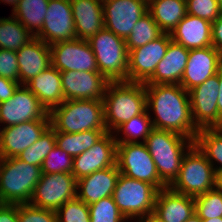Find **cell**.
<instances>
[{
	"instance_id": "cell-1",
	"label": "cell",
	"mask_w": 222,
	"mask_h": 222,
	"mask_svg": "<svg viewBox=\"0 0 222 222\" xmlns=\"http://www.w3.org/2000/svg\"><path fill=\"white\" fill-rule=\"evenodd\" d=\"M145 91L153 128L196 138L199 130L192 120L189 94L180 84H145Z\"/></svg>"
},
{
	"instance_id": "cell-2",
	"label": "cell",
	"mask_w": 222,
	"mask_h": 222,
	"mask_svg": "<svg viewBox=\"0 0 222 222\" xmlns=\"http://www.w3.org/2000/svg\"><path fill=\"white\" fill-rule=\"evenodd\" d=\"M102 101L105 127L107 132L113 133L120 125L147 109L145 84L109 82Z\"/></svg>"
},
{
	"instance_id": "cell-3",
	"label": "cell",
	"mask_w": 222,
	"mask_h": 222,
	"mask_svg": "<svg viewBox=\"0 0 222 222\" xmlns=\"http://www.w3.org/2000/svg\"><path fill=\"white\" fill-rule=\"evenodd\" d=\"M145 144L160 179L169 187L178 177L182 160L194 145V140L172 131L153 128Z\"/></svg>"
},
{
	"instance_id": "cell-4",
	"label": "cell",
	"mask_w": 222,
	"mask_h": 222,
	"mask_svg": "<svg viewBox=\"0 0 222 222\" xmlns=\"http://www.w3.org/2000/svg\"><path fill=\"white\" fill-rule=\"evenodd\" d=\"M50 126L55 132L79 133L107 130L102 100H65L49 112Z\"/></svg>"
},
{
	"instance_id": "cell-5",
	"label": "cell",
	"mask_w": 222,
	"mask_h": 222,
	"mask_svg": "<svg viewBox=\"0 0 222 222\" xmlns=\"http://www.w3.org/2000/svg\"><path fill=\"white\" fill-rule=\"evenodd\" d=\"M41 174V167L17 157L0 158V203H29Z\"/></svg>"
},
{
	"instance_id": "cell-6",
	"label": "cell",
	"mask_w": 222,
	"mask_h": 222,
	"mask_svg": "<svg viewBox=\"0 0 222 222\" xmlns=\"http://www.w3.org/2000/svg\"><path fill=\"white\" fill-rule=\"evenodd\" d=\"M88 43L95 55L99 73L109 82H128L129 52L125 39L104 27Z\"/></svg>"
},
{
	"instance_id": "cell-7",
	"label": "cell",
	"mask_w": 222,
	"mask_h": 222,
	"mask_svg": "<svg viewBox=\"0 0 222 222\" xmlns=\"http://www.w3.org/2000/svg\"><path fill=\"white\" fill-rule=\"evenodd\" d=\"M158 189L145 181L120 173L113 192V199L120 213L129 222L154 211Z\"/></svg>"
},
{
	"instance_id": "cell-8",
	"label": "cell",
	"mask_w": 222,
	"mask_h": 222,
	"mask_svg": "<svg viewBox=\"0 0 222 222\" xmlns=\"http://www.w3.org/2000/svg\"><path fill=\"white\" fill-rule=\"evenodd\" d=\"M169 187L194 198L215 188L214 168L195 144L186 152L179 175Z\"/></svg>"
},
{
	"instance_id": "cell-9",
	"label": "cell",
	"mask_w": 222,
	"mask_h": 222,
	"mask_svg": "<svg viewBox=\"0 0 222 222\" xmlns=\"http://www.w3.org/2000/svg\"><path fill=\"white\" fill-rule=\"evenodd\" d=\"M116 165L121 174L148 182L158 190L168 187L159 177L145 143L117 144Z\"/></svg>"
},
{
	"instance_id": "cell-10",
	"label": "cell",
	"mask_w": 222,
	"mask_h": 222,
	"mask_svg": "<svg viewBox=\"0 0 222 222\" xmlns=\"http://www.w3.org/2000/svg\"><path fill=\"white\" fill-rule=\"evenodd\" d=\"M76 197L77 180L72 174L42 173L29 203L39 208L56 211L64 203Z\"/></svg>"
},
{
	"instance_id": "cell-11",
	"label": "cell",
	"mask_w": 222,
	"mask_h": 222,
	"mask_svg": "<svg viewBox=\"0 0 222 222\" xmlns=\"http://www.w3.org/2000/svg\"><path fill=\"white\" fill-rule=\"evenodd\" d=\"M32 120H50L49 112L25 85L20 84L12 97L0 103V126Z\"/></svg>"
},
{
	"instance_id": "cell-12",
	"label": "cell",
	"mask_w": 222,
	"mask_h": 222,
	"mask_svg": "<svg viewBox=\"0 0 222 222\" xmlns=\"http://www.w3.org/2000/svg\"><path fill=\"white\" fill-rule=\"evenodd\" d=\"M51 65L60 72H99L95 55L86 40L78 38L61 41L50 46Z\"/></svg>"
},
{
	"instance_id": "cell-13",
	"label": "cell",
	"mask_w": 222,
	"mask_h": 222,
	"mask_svg": "<svg viewBox=\"0 0 222 222\" xmlns=\"http://www.w3.org/2000/svg\"><path fill=\"white\" fill-rule=\"evenodd\" d=\"M219 84L217 72L188 92L192 120L198 130L218 128Z\"/></svg>"
},
{
	"instance_id": "cell-14",
	"label": "cell",
	"mask_w": 222,
	"mask_h": 222,
	"mask_svg": "<svg viewBox=\"0 0 222 222\" xmlns=\"http://www.w3.org/2000/svg\"><path fill=\"white\" fill-rule=\"evenodd\" d=\"M104 27L127 39L136 22L148 12L146 0H102Z\"/></svg>"
},
{
	"instance_id": "cell-15",
	"label": "cell",
	"mask_w": 222,
	"mask_h": 222,
	"mask_svg": "<svg viewBox=\"0 0 222 222\" xmlns=\"http://www.w3.org/2000/svg\"><path fill=\"white\" fill-rule=\"evenodd\" d=\"M170 33H163L144 46L129 51L128 82L145 83L164 58L171 42Z\"/></svg>"
},
{
	"instance_id": "cell-16",
	"label": "cell",
	"mask_w": 222,
	"mask_h": 222,
	"mask_svg": "<svg viewBox=\"0 0 222 222\" xmlns=\"http://www.w3.org/2000/svg\"><path fill=\"white\" fill-rule=\"evenodd\" d=\"M35 37L49 46L76 39L75 22L69 0H49L44 24Z\"/></svg>"
},
{
	"instance_id": "cell-17",
	"label": "cell",
	"mask_w": 222,
	"mask_h": 222,
	"mask_svg": "<svg viewBox=\"0 0 222 222\" xmlns=\"http://www.w3.org/2000/svg\"><path fill=\"white\" fill-rule=\"evenodd\" d=\"M50 126V120H32L0 128V158L19 156Z\"/></svg>"
},
{
	"instance_id": "cell-18",
	"label": "cell",
	"mask_w": 222,
	"mask_h": 222,
	"mask_svg": "<svg viewBox=\"0 0 222 222\" xmlns=\"http://www.w3.org/2000/svg\"><path fill=\"white\" fill-rule=\"evenodd\" d=\"M117 142L114 134L107 132L90 149L73 158L72 175L76 180L91 173L116 165Z\"/></svg>"
},
{
	"instance_id": "cell-19",
	"label": "cell",
	"mask_w": 222,
	"mask_h": 222,
	"mask_svg": "<svg viewBox=\"0 0 222 222\" xmlns=\"http://www.w3.org/2000/svg\"><path fill=\"white\" fill-rule=\"evenodd\" d=\"M62 92L65 100H102L109 81L99 72H61Z\"/></svg>"
},
{
	"instance_id": "cell-20",
	"label": "cell",
	"mask_w": 222,
	"mask_h": 222,
	"mask_svg": "<svg viewBox=\"0 0 222 222\" xmlns=\"http://www.w3.org/2000/svg\"><path fill=\"white\" fill-rule=\"evenodd\" d=\"M221 66L222 55L213 46L191 49L180 85L189 92L217 74Z\"/></svg>"
},
{
	"instance_id": "cell-21",
	"label": "cell",
	"mask_w": 222,
	"mask_h": 222,
	"mask_svg": "<svg viewBox=\"0 0 222 222\" xmlns=\"http://www.w3.org/2000/svg\"><path fill=\"white\" fill-rule=\"evenodd\" d=\"M16 55L19 83L23 85L51 66L50 46L37 37L22 46Z\"/></svg>"
},
{
	"instance_id": "cell-22",
	"label": "cell",
	"mask_w": 222,
	"mask_h": 222,
	"mask_svg": "<svg viewBox=\"0 0 222 222\" xmlns=\"http://www.w3.org/2000/svg\"><path fill=\"white\" fill-rule=\"evenodd\" d=\"M119 175L120 171L115 165L78 179L77 198L90 205L103 198L113 196Z\"/></svg>"
},
{
	"instance_id": "cell-23",
	"label": "cell",
	"mask_w": 222,
	"mask_h": 222,
	"mask_svg": "<svg viewBox=\"0 0 222 222\" xmlns=\"http://www.w3.org/2000/svg\"><path fill=\"white\" fill-rule=\"evenodd\" d=\"M76 38L88 41L104 28L102 0H69Z\"/></svg>"
},
{
	"instance_id": "cell-24",
	"label": "cell",
	"mask_w": 222,
	"mask_h": 222,
	"mask_svg": "<svg viewBox=\"0 0 222 222\" xmlns=\"http://www.w3.org/2000/svg\"><path fill=\"white\" fill-rule=\"evenodd\" d=\"M170 36L172 41L188 50L212 46V23L187 14Z\"/></svg>"
},
{
	"instance_id": "cell-25",
	"label": "cell",
	"mask_w": 222,
	"mask_h": 222,
	"mask_svg": "<svg viewBox=\"0 0 222 222\" xmlns=\"http://www.w3.org/2000/svg\"><path fill=\"white\" fill-rule=\"evenodd\" d=\"M188 56V49L171 41L154 74L144 84H180Z\"/></svg>"
},
{
	"instance_id": "cell-26",
	"label": "cell",
	"mask_w": 222,
	"mask_h": 222,
	"mask_svg": "<svg viewBox=\"0 0 222 222\" xmlns=\"http://www.w3.org/2000/svg\"><path fill=\"white\" fill-rule=\"evenodd\" d=\"M154 212L164 222H185L195 213V200L166 187L157 193Z\"/></svg>"
},
{
	"instance_id": "cell-27",
	"label": "cell",
	"mask_w": 222,
	"mask_h": 222,
	"mask_svg": "<svg viewBox=\"0 0 222 222\" xmlns=\"http://www.w3.org/2000/svg\"><path fill=\"white\" fill-rule=\"evenodd\" d=\"M25 86L38 98L48 112L65 101L62 92L61 72L52 65L28 81Z\"/></svg>"
},
{
	"instance_id": "cell-28",
	"label": "cell",
	"mask_w": 222,
	"mask_h": 222,
	"mask_svg": "<svg viewBox=\"0 0 222 222\" xmlns=\"http://www.w3.org/2000/svg\"><path fill=\"white\" fill-rule=\"evenodd\" d=\"M148 12L164 33H171L187 15L186 0H150Z\"/></svg>"
},
{
	"instance_id": "cell-29",
	"label": "cell",
	"mask_w": 222,
	"mask_h": 222,
	"mask_svg": "<svg viewBox=\"0 0 222 222\" xmlns=\"http://www.w3.org/2000/svg\"><path fill=\"white\" fill-rule=\"evenodd\" d=\"M107 130H87L79 133L55 132L56 146L73 158L90 149Z\"/></svg>"
},
{
	"instance_id": "cell-30",
	"label": "cell",
	"mask_w": 222,
	"mask_h": 222,
	"mask_svg": "<svg viewBox=\"0 0 222 222\" xmlns=\"http://www.w3.org/2000/svg\"><path fill=\"white\" fill-rule=\"evenodd\" d=\"M49 0H20L12 15L35 37L44 24Z\"/></svg>"
},
{
	"instance_id": "cell-31",
	"label": "cell",
	"mask_w": 222,
	"mask_h": 222,
	"mask_svg": "<svg viewBox=\"0 0 222 222\" xmlns=\"http://www.w3.org/2000/svg\"><path fill=\"white\" fill-rule=\"evenodd\" d=\"M150 114L151 113L146 109L142 114L136 115L129 121L120 125L113 132L117 144L145 143L146 138L149 136L151 130L153 129L152 121L150 118L152 115Z\"/></svg>"
},
{
	"instance_id": "cell-32",
	"label": "cell",
	"mask_w": 222,
	"mask_h": 222,
	"mask_svg": "<svg viewBox=\"0 0 222 222\" xmlns=\"http://www.w3.org/2000/svg\"><path fill=\"white\" fill-rule=\"evenodd\" d=\"M194 144L205 155L215 172L222 171V128L200 129Z\"/></svg>"
},
{
	"instance_id": "cell-33",
	"label": "cell",
	"mask_w": 222,
	"mask_h": 222,
	"mask_svg": "<svg viewBox=\"0 0 222 222\" xmlns=\"http://www.w3.org/2000/svg\"><path fill=\"white\" fill-rule=\"evenodd\" d=\"M0 18V49L18 51L34 36L12 14Z\"/></svg>"
},
{
	"instance_id": "cell-34",
	"label": "cell",
	"mask_w": 222,
	"mask_h": 222,
	"mask_svg": "<svg viewBox=\"0 0 222 222\" xmlns=\"http://www.w3.org/2000/svg\"><path fill=\"white\" fill-rule=\"evenodd\" d=\"M163 33L164 32L154 21L152 15L147 12L136 22L130 35L125 40L128 52L132 49L146 45L152 40L160 37Z\"/></svg>"
},
{
	"instance_id": "cell-35",
	"label": "cell",
	"mask_w": 222,
	"mask_h": 222,
	"mask_svg": "<svg viewBox=\"0 0 222 222\" xmlns=\"http://www.w3.org/2000/svg\"><path fill=\"white\" fill-rule=\"evenodd\" d=\"M55 146V130L49 126L39 139L26 148L17 158L31 165L41 167L44 159Z\"/></svg>"
},
{
	"instance_id": "cell-36",
	"label": "cell",
	"mask_w": 222,
	"mask_h": 222,
	"mask_svg": "<svg viewBox=\"0 0 222 222\" xmlns=\"http://www.w3.org/2000/svg\"><path fill=\"white\" fill-rule=\"evenodd\" d=\"M195 200V213L201 219L222 217V192L216 188L198 195Z\"/></svg>"
},
{
	"instance_id": "cell-37",
	"label": "cell",
	"mask_w": 222,
	"mask_h": 222,
	"mask_svg": "<svg viewBox=\"0 0 222 222\" xmlns=\"http://www.w3.org/2000/svg\"><path fill=\"white\" fill-rule=\"evenodd\" d=\"M90 222H128L120 213L113 196L89 205Z\"/></svg>"
},
{
	"instance_id": "cell-38",
	"label": "cell",
	"mask_w": 222,
	"mask_h": 222,
	"mask_svg": "<svg viewBox=\"0 0 222 222\" xmlns=\"http://www.w3.org/2000/svg\"><path fill=\"white\" fill-rule=\"evenodd\" d=\"M72 168L73 157L55 146L44 159L41 171L45 174H56L61 172L72 174Z\"/></svg>"
},
{
	"instance_id": "cell-39",
	"label": "cell",
	"mask_w": 222,
	"mask_h": 222,
	"mask_svg": "<svg viewBox=\"0 0 222 222\" xmlns=\"http://www.w3.org/2000/svg\"><path fill=\"white\" fill-rule=\"evenodd\" d=\"M57 222H90L89 205L77 197L56 210Z\"/></svg>"
},
{
	"instance_id": "cell-40",
	"label": "cell",
	"mask_w": 222,
	"mask_h": 222,
	"mask_svg": "<svg viewBox=\"0 0 222 222\" xmlns=\"http://www.w3.org/2000/svg\"><path fill=\"white\" fill-rule=\"evenodd\" d=\"M186 4L187 14L211 23L222 14V9L217 0H186Z\"/></svg>"
},
{
	"instance_id": "cell-41",
	"label": "cell",
	"mask_w": 222,
	"mask_h": 222,
	"mask_svg": "<svg viewBox=\"0 0 222 222\" xmlns=\"http://www.w3.org/2000/svg\"><path fill=\"white\" fill-rule=\"evenodd\" d=\"M18 222H57V215L55 210L18 204Z\"/></svg>"
},
{
	"instance_id": "cell-42",
	"label": "cell",
	"mask_w": 222,
	"mask_h": 222,
	"mask_svg": "<svg viewBox=\"0 0 222 222\" xmlns=\"http://www.w3.org/2000/svg\"><path fill=\"white\" fill-rule=\"evenodd\" d=\"M0 77L19 82L16 51L0 49Z\"/></svg>"
},
{
	"instance_id": "cell-43",
	"label": "cell",
	"mask_w": 222,
	"mask_h": 222,
	"mask_svg": "<svg viewBox=\"0 0 222 222\" xmlns=\"http://www.w3.org/2000/svg\"><path fill=\"white\" fill-rule=\"evenodd\" d=\"M19 85V82L0 77V103L12 97Z\"/></svg>"
},
{
	"instance_id": "cell-44",
	"label": "cell",
	"mask_w": 222,
	"mask_h": 222,
	"mask_svg": "<svg viewBox=\"0 0 222 222\" xmlns=\"http://www.w3.org/2000/svg\"><path fill=\"white\" fill-rule=\"evenodd\" d=\"M0 222H18V204L0 203Z\"/></svg>"
},
{
	"instance_id": "cell-45",
	"label": "cell",
	"mask_w": 222,
	"mask_h": 222,
	"mask_svg": "<svg viewBox=\"0 0 222 222\" xmlns=\"http://www.w3.org/2000/svg\"><path fill=\"white\" fill-rule=\"evenodd\" d=\"M212 46L222 55V14L212 22Z\"/></svg>"
},
{
	"instance_id": "cell-46",
	"label": "cell",
	"mask_w": 222,
	"mask_h": 222,
	"mask_svg": "<svg viewBox=\"0 0 222 222\" xmlns=\"http://www.w3.org/2000/svg\"><path fill=\"white\" fill-rule=\"evenodd\" d=\"M219 76V96H218V128H222V66L218 71Z\"/></svg>"
},
{
	"instance_id": "cell-47",
	"label": "cell",
	"mask_w": 222,
	"mask_h": 222,
	"mask_svg": "<svg viewBox=\"0 0 222 222\" xmlns=\"http://www.w3.org/2000/svg\"><path fill=\"white\" fill-rule=\"evenodd\" d=\"M136 222H164L154 211L139 218Z\"/></svg>"
},
{
	"instance_id": "cell-48",
	"label": "cell",
	"mask_w": 222,
	"mask_h": 222,
	"mask_svg": "<svg viewBox=\"0 0 222 222\" xmlns=\"http://www.w3.org/2000/svg\"><path fill=\"white\" fill-rule=\"evenodd\" d=\"M215 188L222 192V171L215 172Z\"/></svg>"
},
{
	"instance_id": "cell-49",
	"label": "cell",
	"mask_w": 222,
	"mask_h": 222,
	"mask_svg": "<svg viewBox=\"0 0 222 222\" xmlns=\"http://www.w3.org/2000/svg\"><path fill=\"white\" fill-rule=\"evenodd\" d=\"M19 1L20 0H0V3L4 2V4H8L9 6H12V12H13L14 9L17 7Z\"/></svg>"
},
{
	"instance_id": "cell-50",
	"label": "cell",
	"mask_w": 222,
	"mask_h": 222,
	"mask_svg": "<svg viewBox=\"0 0 222 222\" xmlns=\"http://www.w3.org/2000/svg\"><path fill=\"white\" fill-rule=\"evenodd\" d=\"M185 222H202V219L194 213Z\"/></svg>"
},
{
	"instance_id": "cell-51",
	"label": "cell",
	"mask_w": 222,
	"mask_h": 222,
	"mask_svg": "<svg viewBox=\"0 0 222 222\" xmlns=\"http://www.w3.org/2000/svg\"><path fill=\"white\" fill-rule=\"evenodd\" d=\"M202 222H222V217H213L209 219H202Z\"/></svg>"
},
{
	"instance_id": "cell-52",
	"label": "cell",
	"mask_w": 222,
	"mask_h": 222,
	"mask_svg": "<svg viewBox=\"0 0 222 222\" xmlns=\"http://www.w3.org/2000/svg\"><path fill=\"white\" fill-rule=\"evenodd\" d=\"M217 2L219 4L220 8L222 9V0H217Z\"/></svg>"
}]
</instances>
